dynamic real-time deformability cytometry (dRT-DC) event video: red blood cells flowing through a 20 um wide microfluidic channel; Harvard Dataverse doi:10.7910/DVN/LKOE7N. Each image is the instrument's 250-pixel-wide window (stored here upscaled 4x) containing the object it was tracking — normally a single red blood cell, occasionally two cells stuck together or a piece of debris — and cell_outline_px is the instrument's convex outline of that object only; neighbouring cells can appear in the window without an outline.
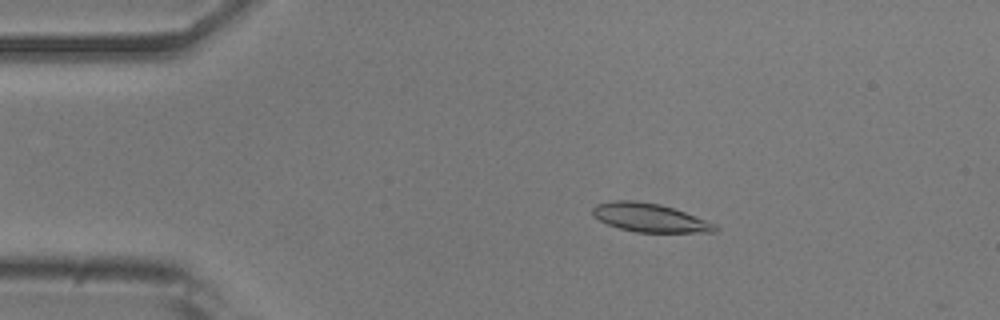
{"species": "common noctule bat (a hibernating species)", "species_latin": "Nyctalus noctula", "temperature_condition": "room temperature", "stored_images_in_passage": 52, "camera_frame_rate_fps": 3000, "um_per_image_px": 0.085, "animal": {"sex": "male", "body_mass_g": 20.5, "forearm_length_mm": 52.5}, "frame": {"image": 1, "passage_image": 9, "time_ms": 2.667, "image_size_px": [1000, 320], "cell_outline_px": [[720, 228], [716, 232], [636, 232], [620, 228], [608, 224], [592, 216], [592, 208], [596, 204], [616, 200], [636, 200], [660, 204], [684, 212], [716, 224]], "centroid_in_image_um": [55.22, 18.5], "position_along_channel_um": 29.8, "area_um2": 20.29}}
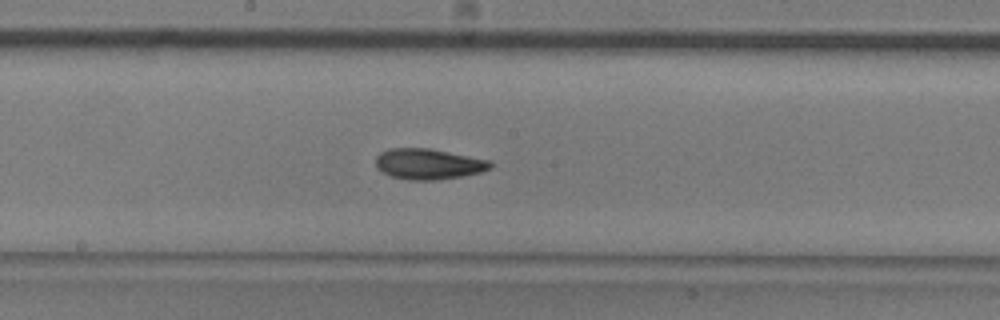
{"frame": {"image": 2, "passage_image": 27, "time_ms": 8.667, "image_size_px": [1000, 320], "cell_outline_px": [[492, 168], [480, 172], [464, 176], [436, 180], [408, 180], [392, 176], [376, 168], [376, 156], [380, 152], [388, 148], [428, 148], [488, 160], [492, 164]], "centroid_in_image_um": [36.39, 13.94], "position_along_channel_um": 211.8, "area_um2": 20.4}}
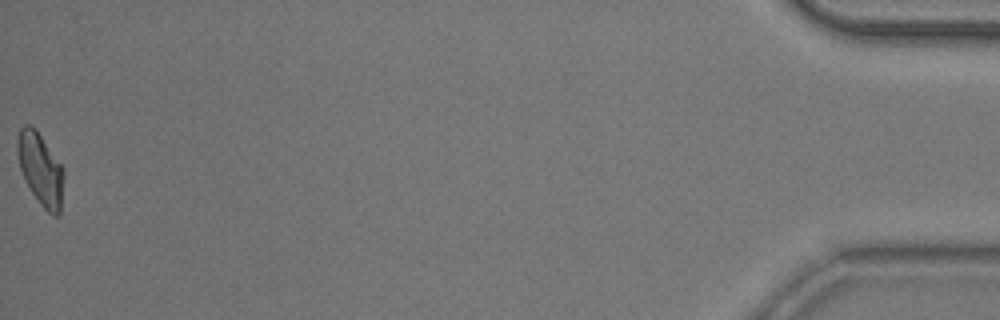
{"frame": {"image": 3, "passage_image": 52, "time_ms": 17.0, "image_size_px": [1000, 320], "cell_outline_px": [[64, 176], [60, 212], [56, 216], [52, 216], [40, 204], [32, 192], [20, 168], [16, 148], [16, 140], [20, 128], [24, 124], [28, 124], [36, 128], [64, 168]], "centroid_in_image_um": [3.45, 14.34], "position_along_channel_um": 431.8, "area_um2": 19.54}, "authors_computed_cell_mechanics": {"area_um2": 19.7965, "velocity_mm_per_s": 3.8573, "shape_relaxation_time_tau1_ms": 5.7061, "shape_relaxation_time_tau2_ms": 3.5206, "deformation_change_tau1": 0.1712, "deformation_change_tau2": 0.0955}}